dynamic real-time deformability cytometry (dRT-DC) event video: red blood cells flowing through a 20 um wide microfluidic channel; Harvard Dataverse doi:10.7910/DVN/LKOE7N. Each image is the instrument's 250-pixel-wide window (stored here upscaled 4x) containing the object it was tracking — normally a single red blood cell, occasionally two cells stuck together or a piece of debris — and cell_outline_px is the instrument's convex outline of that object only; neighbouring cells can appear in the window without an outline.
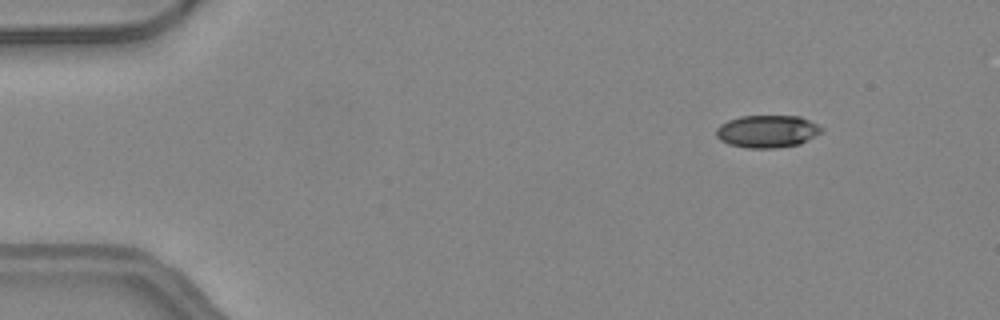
{"species": "common noctule bat (a hibernating species)", "species_latin": "Nyctalus noctula", "temperature_condition": "warm", "stored_images_in_passage": 19, "camera_frame_rate_fps": 3000, "um_per_image_px": 0.085, "animal": {"sex": "female", "body_mass_g": 24.6, "forearm_length_mm": 56.2}, "frame": {"image": 1, "passage_image": 6, "time_ms": 1.667, "image_size_px": [1000, 320], "cell_outline_px": [[824, 132], [800, 144], [776, 148], [748, 148], [728, 144], [720, 140], [716, 136], [716, 128], [720, 124], [728, 120], [740, 116], [800, 116], [824, 128]], "centroid_in_image_um": [65.22, 11.17], "position_along_channel_um": 19.8, "area_um2": 20.11}}